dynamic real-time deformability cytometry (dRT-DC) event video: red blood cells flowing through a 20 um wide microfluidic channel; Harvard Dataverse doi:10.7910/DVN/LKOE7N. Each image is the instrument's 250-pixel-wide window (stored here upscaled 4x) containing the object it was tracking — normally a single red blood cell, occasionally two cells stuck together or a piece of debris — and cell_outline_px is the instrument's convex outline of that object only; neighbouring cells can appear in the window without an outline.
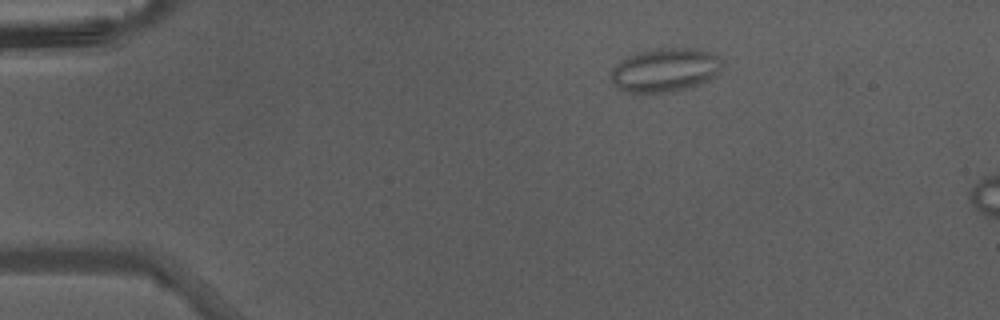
{"species": "Egyptian fruit bat (a non-hibernating species)", "species_latin": "Rousettus aegyptiacus", "temperature_condition": "warm", "stored_images_in_passage": 6, "camera_frame_rate_fps": 3000, "um_per_image_px": 0.085, "animal": {"sex": "male"}, "frame": {"image": 1, "passage_image": 1, "time_ms": 0.0, "image_size_px": [1000, 320], "cell_outline_px": [[720, 68], [716, 76], [700, 84], [688, 88], [668, 92], [640, 96], [624, 92], [612, 80], [612, 68], [620, 60], [636, 52], [656, 48], [696, 48], [712, 52], [720, 56]], "centroid_in_image_um": [56.51, 5.97], "position_along_channel_um": 28.5, "area_um2": 28.96}}